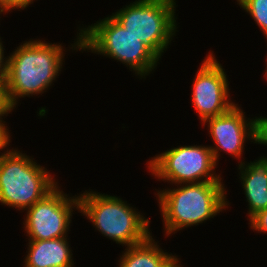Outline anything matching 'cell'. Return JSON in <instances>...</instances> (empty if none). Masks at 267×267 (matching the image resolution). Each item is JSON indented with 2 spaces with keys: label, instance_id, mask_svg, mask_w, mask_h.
<instances>
[{
  "label": "cell",
  "instance_id": "1",
  "mask_svg": "<svg viewBox=\"0 0 267 267\" xmlns=\"http://www.w3.org/2000/svg\"><path fill=\"white\" fill-rule=\"evenodd\" d=\"M76 30L75 39L70 41L68 47L63 42L52 43L37 36L22 41L8 54L6 86L9 102L14 109L26 97L36 98L51 89L63 72L68 51L80 52L79 25Z\"/></svg>",
  "mask_w": 267,
  "mask_h": 267
},
{
  "label": "cell",
  "instance_id": "2",
  "mask_svg": "<svg viewBox=\"0 0 267 267\" xmlns=\"http://www.w3.org/2000/svg\"><path fill=\"white\" fill-rule=\"evenodd\" d=\"M169 187L165 185L162 189L155 188L156 192L153 193L158 203L165 238L192 226L207 223L206 221L211 222L214 217L226 212L232 204L227 198L229 191L223 181L176 184Z\"/></svg>",
  "mask_w": 267,
  "mask_h": 267
},
{
  "label": "cell",
  "instance_id": "3",
  "mask_svg": "<svg viewBox=\"0 0 267 267\" xmlns=\"http://www.w3.org/2000/svg\"><path fill=\"white\" fill-rule=\"evenodd\" d=\"M79 213L96 232L118 246L130 247L144 242L151 234V219L132 203L117 195L93 189L79 191Z\"/></svg>",
  "mask_w": 267,
  "mask_h": 267
},
{
  "label": "cell",
  "instance_id": "4",
  "mask_svg": "<svg viewBox=\"0 0 267 267\" xmlns=\"http://www.w3.org/2000/svg\"><path fill=\"white\" fill-rule=\"evenodd\" d=\"M80 25V52L113 59L127 67L139 80L156 71L161 59L111 15Z\"/></svg>",
  "mask_w": 267,
  "mask_h": 267
},
{
  "label": "cell",
  "instance_id": "5",
  "mask_svg": "<svg viewBox=\"0 0 267 267\" xmlns=\"http://www.w3.org/2000/svg\"><path fill=\"white\" fill-rule=\"evenodd\" d=\"M10 142L0 152V205L20 213L52 191L60 181L33 155H27Z\"/></svg>",
  "mask_w": 267,
  "mask_h": 267
},
{
  "label": "cell",
  "instance_id": "6",
  "mask_svg": "<svg viewBox=\"0 0 267 267\" xmlns=\"http://www.w3.org/2000/svg\"><path fill=\"white\" fill-rule=\"evenodd\" d=\"M176 2L177 0H132L110 15L162 60L180 31Z\"/></svg>",
  "mask_w": 267,
  "mask_h": 267
},
{
  "label": "cell",
  "instance_id": "7",
  "mask_svg": "<svg viewBox=\"0 0 267 267\" xmlns=\"http://www.w3.org/2000/svg\"><path fill=\"white\" fill-rule=\"evenodd\" d=\"M205 145L180 144L167 148L146 161V171L153 179L168 185L223 181L222 172H216L219 165L214 161L212 150Z\"/></svg>",
  "mask_w": 267,
  "mask_h": 267
},
{
  "label": "cell",
  "instance_id": "8",
  "mask_svg": "<svg viewBox=\"0 0 267 267\" xmlns=\"http://www.w3.org/2000/svg\"><path fill=\"white\" fill-rule=\"evenodd\" d=\"M59 183L45 197L26 209L22 229L26 240H51L69 237L72 217L79 213L78 193H65Z\"/></svg>",
  "mask_w": 267,
  "mask_h": 267
},
{
  "label": "cell",
  "instance_id": "9",
  "mask_svg": "<svg viewBox=\"0 0 267 267\" xmlns=\"http://www.w3.org/2000/svg\"><path fill=\"white\" fill-rule=\"evenodd\" d=\"M203 58L192 79L190 91V105L198 115L200 124L226 113L237 104L230 94L229 87L232 86L229 85V76L214 51L211 49Z\"/></svg>",
  "mask_w": 267,
  "mask_h": 267
},
{
  "label": "cell",
  "instance_id": "10",
  "mask_svg": "<svg viewBox=\"0 0 267 267\" xmlns=\"http://www.w3.org/2000/svg\"><path fill=\"white\" fill-rule=\"evenodd\" d=\"M242 104H235L226 113L205 120L201 126L208 130L214 161L218 165L222 155L236 159L237 165L246 161V143L255 144V117L245 114ZM249 141V142H248ZM223 152V153H222ZM222 153V154H221ZM221 157V158H220Z\"/></svg>",
  "mask_w": 267,
  "mask_h": 267
},
{
  "label": "cell",
  "instance_id": "11",
  "mask_svg": "<svg viewBox=\"0 0 267 267\" xmlns=\"http://www.w3.org/2000/svg\"><path fill=\"white\" fill-rule=\"evenodd\" d=\"M236 166L237 180L246 198L248 221L257 212L267 209V154Z\"/></svg>",
  "mask_w": 267,
  "mask_h": 267
},
{
  "label": "cell",
  "instance_id": "12",
  "mask_svg": "<svg viewBox=\"0 0 267 267\" xmlns=\"http://www.w3.org/2000/svg\"><path fill=\"white\" fill-rule=\"evenodd\" d=\"M70 236L51 240H26L23 267H76Z\"/></svg>",
  "mask_w": 267,
  "mask_h": 267
},
{
  "label": "cell",
  "instance_id": "13",
  "mask_svg": "<svg viewBox=\"0 0 267 267\" xmlns=\"http://www.w3.org/2000/svg\"><path fill=\"white\" fill-rule=\"evenodd\" d=\"M153 233L142 243L125 247L117 267H168L179 255L162 249Z\"/></svg>",
  "mask_w": 267,
  "mask_h": 267
},
{
  "label": "cell",
  "instance_id": "14",
  "mask_svg": "<svg viewBox=\"0 0 267 267\" xmlns=\"http://www.w3.org/2000/svg\"><path fill=\"white\" fill-rule=\"evenodd\" d=\"M235 4L240 7L251 19L255 26L260 28L264 39H267V0H235Z\"/></svg>",
  "mask_w": 267,
  "mask_h": 267
},
{
  "label": "cell",
  "instance_id": "15",
  "mask_svg": "<svg viewBox=\"0 0 267 267\" xmlns=\"http://www.w3.org/2000/svg\"><path fill=\"white\" fill-rule=\"evenodd\" d=\"M14 110L15 109L9 102L6 79H0V123L3 124L8 130L10 129L8 127L9 123L5 121V118H7L9 114H12Z\"/></svg>",
  "mask_w": 267,
  "mask_h": 267
},
{
  "label": "cell",
  "instance_id": "16",
  "mask_svg": "<svg viewBox=\"0 0 267 267\" xmlns=\"http://www.w3.org/2000/svg\"><path fill=\"white\" fill-rule=\"evenodd\" d=\"M259 115V116H258ZM255 117V144L267 148V115L258 114Z\"/></svg>",
  "mask_w": 267,
  "mask_h": 267
},
{
  "label": "cell",
  "instance_id": "17",
  "mask_svg": "<svg viewBox=\"0 0 267 267\" xmlns=\"http://www.w3.org/2000/svg\"><path fill=\"white\" fill-rule=\"evenodd\" d=\"M249 229L254 233L267 235V209L261 210L253 215L248 222Z\"/></svg>",
  "mask_w": 267,
  "mask_h": 267
},
{
  "label": "cell",
  "instance_id": "18",
  "mask_svg": "<svg viewBox=\"0 0 267 267\" xmlns=\"http://www.w3.org/2000/svg\"><path fill=\"white\" fill-rule=\"evenodd\" d=\"M3 43L6 44L0 36V79H6L7 76L8 55L5 54L6 49Z\"/></svg>",
  "mask_w": 267,
  "mask_h": 267
},
{
  "label": "cell",
  "instance_id": "19",
  "mask_svg": "<svg viewBox=\"0 0 267 267\" xmlns=\"http://www.w3.org/2000/svg\"><path fill=\"white\" fill-rule=\"evenodd\" d=\"M0 9L7 15L14 11L17 12L19 11V0H0Z\"/></svg>",
  "mask_w": 267,
  "mask_h": 267
},
{
  "label": "cell",
  "instance_id": "20",
  "mask_svg": "<svg viewBox=\"0 0 267 267\" xmlns=\"http://www.w3.org/2000/svg\"><path fill=\"white\" fill-rule=\"evenodd\" d=\"M11 130H8L3 124L0 123V152L10 143L13 139Z\"/></svg>",
  "mask_w": 267,
  "mask_h": 267
},
{
  "label": "cell",
  "instance_id": "21",
  "mask_svg": "<svg viewBox=\"0 0 267 267\" xmlns=\"http://www.w3.org/2000/svg\"><path fill=\"white\" fill-rule=\"evenodd\" d=\"M35 1L38 0H19V11L22 12V10L23 11L27 10V8H29L32 4H34Z\"/></svg>",
  "mask_w": 267,
  "mask_h": 267
},
{
  "label": "cell",
  "instance_id": "22",
  "mask_svg": "<svg viewBox=\"0 0 267 267\" xmlns=\"http://www.w3.org/2000/svg\"><path fill=\"white\" fill-rule=\"evenodd\" d=\"M182 263L181 257L178 256L168 267H184Z\"/></svg>",
  "mask_w": 267,
  "mask_h": 267
},
{
  "label": "cell",
  "instance_id": "23",
  "mask_svg": "<svg viewBox=\"0 0 267 267\" xmlns=\"http://www.w3.org/2000/svg\"><path fill=\"white\" fill-rule=\"evenodd\" d=\"M267 41V40H266ZM267 43V42H266ZM266 55H267V53H266ZM265 69H264V71H263V77H264V79H266V83H267V56H266V58H265Z\"/></svg>",
  "mask_w": 267,
  "mask_h": 267
},
{
  "label": "cell",
  "instance_id": "24",
  "mask_svg": "<svg viewBox=\"0 0 267 267\" xmlns=\"http://www.w3.org/2000/svg\"><path fill=\"white\" fill-rule=\"evenodd\" d=\"M4 15L7 16V14H5V13L0 9V20H2V19H1L2 16H3V17H6V16H4ZM0 22H1V21H0ZM0 25H1V23H0Z\"/></svg>",
  "mask_w": 267,
  "mask_h": 267
}]
</instances>
